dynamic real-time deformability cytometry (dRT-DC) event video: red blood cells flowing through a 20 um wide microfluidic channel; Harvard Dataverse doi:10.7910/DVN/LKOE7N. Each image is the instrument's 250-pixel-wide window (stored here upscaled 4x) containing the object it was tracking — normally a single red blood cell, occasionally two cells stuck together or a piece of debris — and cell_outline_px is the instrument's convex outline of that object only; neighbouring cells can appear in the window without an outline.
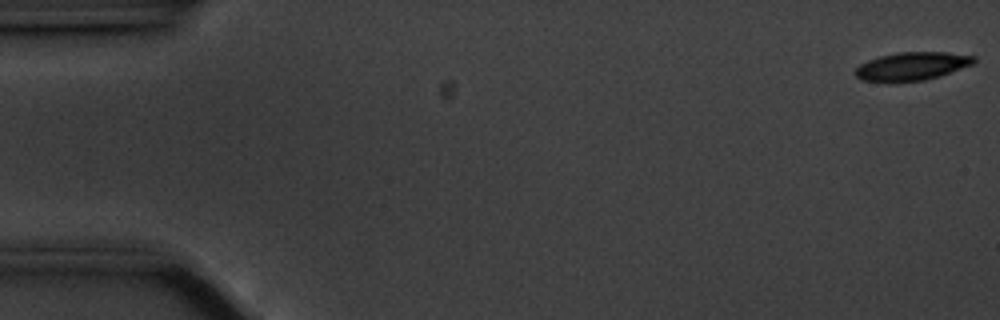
{"species": "common noctule bat (a hibernating species)", "species_latin": "Nyctalus noctula", "temperature_condition": "cold", "stored_images_in_passage": 16, "camera_frame_rate_fps": 3000, "um_per_image_px": 0.085, "animal": {"sex": "male", "body_mass_g": 20.1, "forearm_length_mm": 53.5}, "frame": {"image": 1, "passage_image": 1, "time_ms": 0.0, "image_size_px": [1000, 320], "cell_outline_px": [[976, 60], [972, 64], [940, 76], [924, 80], [888, 84], [860, 80], [852, 72], [860, 64], [868, 60], [880, 56], [896, 52], [944, 52], [976, 56]], "centroid_in_image_um": [77.43, 5.66], "position_along_channel_um": 7.6, "area_um2": 20.0}}
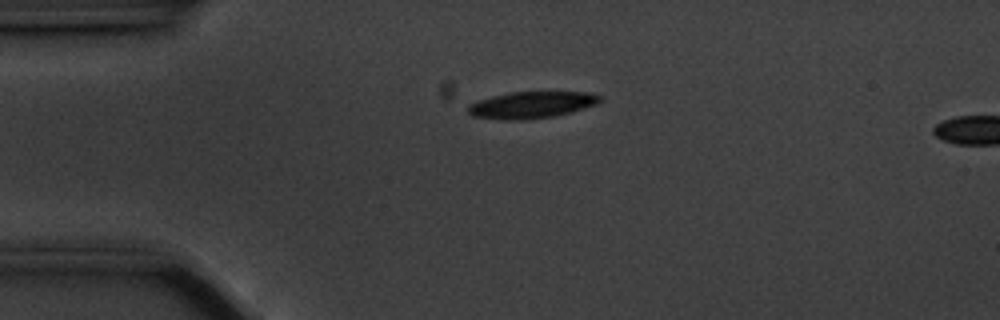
{"frame": {"image": 2, "passage_image": 13, "time_ms": 4.0, "image_size_px": [1000, 320], "cell_outline_px": [[600, 100], [596, 104], [572, 112], [552, 116], [524, 120], [500, 120], [472, 116], [468, 112], [468, 104], [476, 100], [492, 96], [512, 92], [588, 92], [600, 96]], "centroid_in_image_um": [45.12, 8.92], "position_along_channel_um": 39.9, "area_um2": 20.52}}